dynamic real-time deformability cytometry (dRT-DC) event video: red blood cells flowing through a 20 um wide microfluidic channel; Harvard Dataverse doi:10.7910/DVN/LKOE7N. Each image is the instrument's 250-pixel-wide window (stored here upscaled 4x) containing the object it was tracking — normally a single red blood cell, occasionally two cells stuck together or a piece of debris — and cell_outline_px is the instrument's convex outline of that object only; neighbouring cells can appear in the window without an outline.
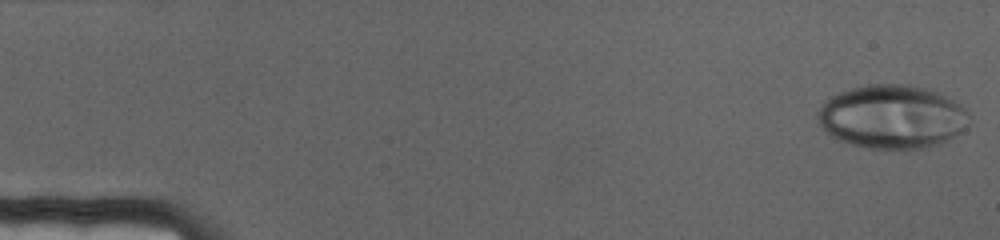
{"species": "human", "species_latin": "Homo sapiens", "temperature_condition": "cold", "stored_images_in_passage": 69, "camera_frame_rate_fps": 3000, "um_per_image_px": 0.085, "donor": {"sex": "female"}, "frame": {"image": 1, "passage_image": 1, "time_ms": 0.0, "image_size_px": [1000, 240], "cell_outline_px": [[972, 116], [968, 128], [948, 140], [940, 144], [924, 148], [868, 148], [836, 140], [824, 132], [820, 128], [816, 120], [816, 112], [824, 100], [840, 92], [852, 88], [868, 84], [908, 84], [940, 92], [960, 104]], "centroid_in_image_um": [75.82, 9.92], "position_along_channel_um": 9.2, "area_um2": 56.99}}
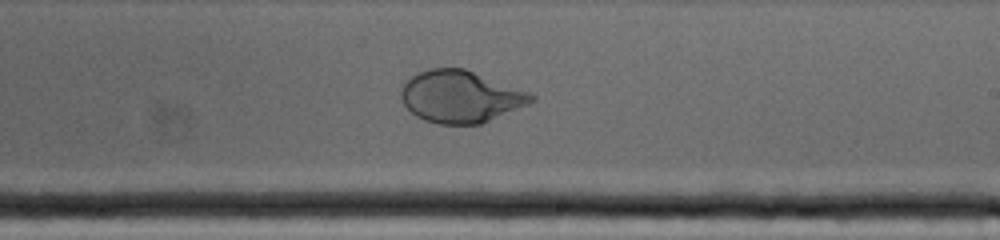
{"frame": {"image": 2, "passage_image": 41, "time_ms": 13.333, "image_size_px": [1000, 240], "cell_outline_px": [[536, 100], [528, 104], [480, 124], [440, 124], [424, 120], [416, 116], [404, 104], [400, 96], [400, 88], [404, 80], [428, 68], [464, 68], [528, 92], [536, 96]], "centroid_in_image_um": [39.1, 8.21], "position_along_channel_um": 249.9, "area_um2": 39.25}}
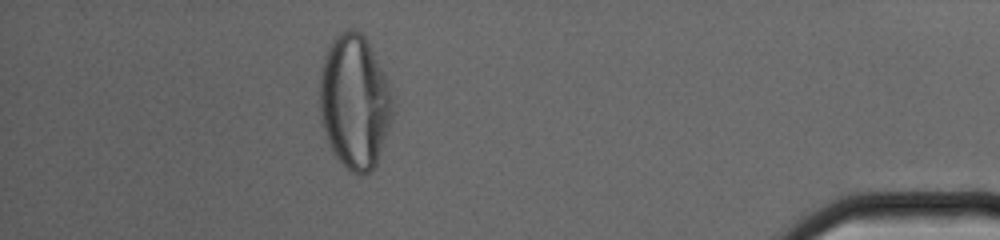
{"frame": {"image": 3, "passage_image": 62, "time_ms": 20.333, "image_size_px": [1000, 240], "cell_outline_px": [[396, 112], [376, 164], [368, 172], [360, 176], [352, 172], [336, 156], [328, 144], [320, 120], [320, 72], [324, 56], [332, 40], [340, 32], [348, 28], [352, 28], [360, 32], [364, 36], [384, 72], [388, 80]], "centroid_in_image_um": [30.16, 8.65], "position_along_channel_um": 405.0, "area_um2": 57.51}}